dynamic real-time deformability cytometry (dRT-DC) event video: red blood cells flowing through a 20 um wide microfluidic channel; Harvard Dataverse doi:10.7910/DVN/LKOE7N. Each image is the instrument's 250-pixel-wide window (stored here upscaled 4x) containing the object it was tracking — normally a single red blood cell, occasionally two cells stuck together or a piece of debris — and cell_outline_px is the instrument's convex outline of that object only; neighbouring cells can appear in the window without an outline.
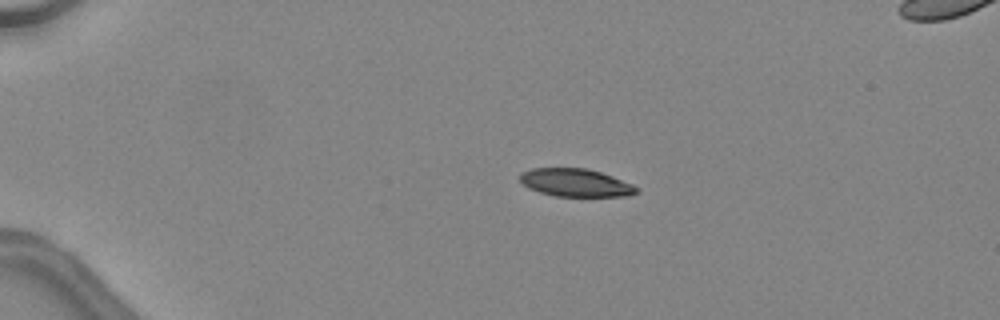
{"species": "common noctule bat (a hibernating species)", "species_latin": "Nyctalus noctula", "temperature_condition": "warm", "stored_images_in_passage": 48, "camera_frame_rate_fps": 3000, "um_per_image_px": 0.085, "animal": {"sex": "female", "body_mass_g": 24.6, "forearm_length_mm": 56.2}, "frame": {"image": 1, "passage_image": 12, "time_ms": 3.667, "image_size_px": [1000, 320], "cell_outline_px": [[640, 192], [628, 196], [556, 196], [540, 192], [528, 188], [520, 180], [520, 172], [532, 168], [588, 168], [612, 176], [632, 184], [640, 188]], "centroid_in_image_um": [48.95, 15.53], "position_along_channel_um": 36.1, "area_um2": 19.02}}
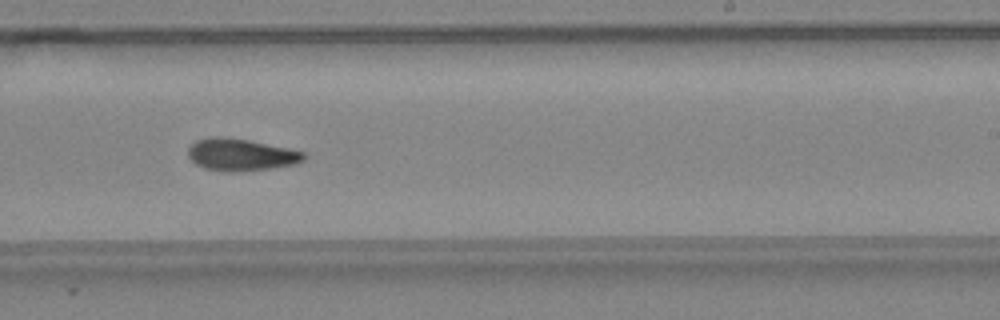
{"frame": {"image": 2, "passage_image": 32, "time_ms": 10.333, "image_size_px": [1000, 320], "cell_outline_px": [[308, 156], [304, 160], [296, 164], [272, 168], [236, 172], [224, 172], [204, 168], [196, 164], [188, 156], [188, 148], [196, 140], [208, 136], [216, 136], [248, 140], [288, 148], [304, 152]], "centroid_in_image_um": [20.48, 13.16], "position_along_channel_um": 268.5, "area_um2": 21.79}}
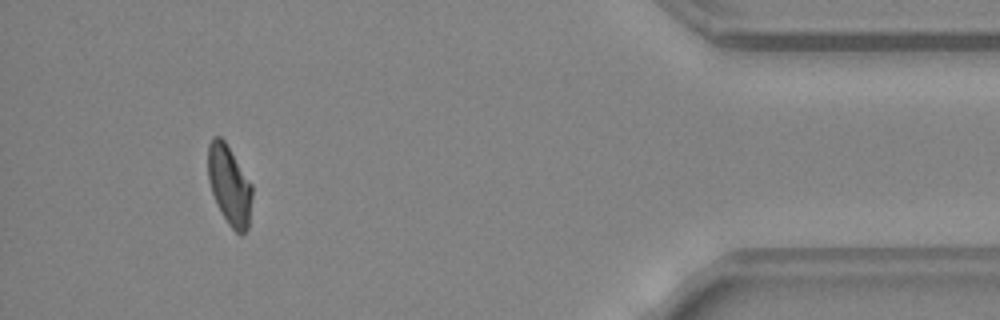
{"frame": {"image": 3, "passage_image": 45, "time_ms": 14.667, "image_size_px": [1000, 320], "cell_outline_px": [[252, 196], [248, 228], [240, 236], [228, 224], [212, 192], [208, 180], [208, 144], [212, 136], [220, 136], [224, 140], [252, 184]], "centroid_in_image_um": [19.5, 15.72], "position_along_channel_um": 415.7, "area_um2": 20.23}, "authors_computed_cell_mechanics": {"area_um2": 20.6924, "velocity_mm_per_s": 4.5532, "shape_relaxation_time_tau1_ms": 8.7054, "shape_relaxation_time_tau2_ms": 11.3058, "deformation_change_tau1": 0.218, "deformation_change_tau2": 0.231}}